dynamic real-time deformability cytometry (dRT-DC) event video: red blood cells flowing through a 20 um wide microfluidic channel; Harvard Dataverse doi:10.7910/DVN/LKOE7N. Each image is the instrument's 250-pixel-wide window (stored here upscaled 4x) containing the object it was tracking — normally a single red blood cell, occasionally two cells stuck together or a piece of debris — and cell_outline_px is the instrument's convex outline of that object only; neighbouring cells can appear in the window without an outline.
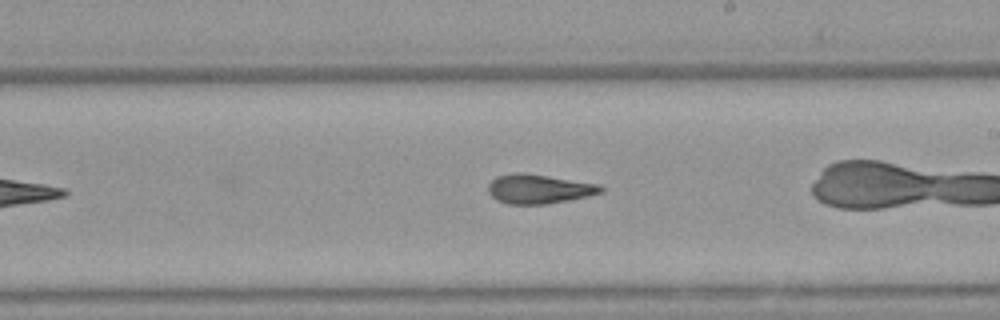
{"species": "Egyptian fruit bat (a non-hibernating species)", "species_latin": "Rousettus aegyptiacus", "temperature_condition": "warm", "stored_images_in_passage": 28, "camera_frame_rate_fps": 3000, "um_per_image_px": 0.085, "animal": {"sex": "female"}, "frame": {"image": 1, "passage_image": 20, "time_ms": 6.333, "image_size_px": [1000, 320], "cell_outline_px": [[604, 192], [588, 196], [548, 204], [508, 204], [496, 200], [488, 192], [488, 184], [496, 176], [516, 172], [524, 172], [600, 184], [604, 188]], "centroid_in_image_um": [45.81, 16.05], "position_along_channel_um": 243.2, "area_um2": 19.42}}
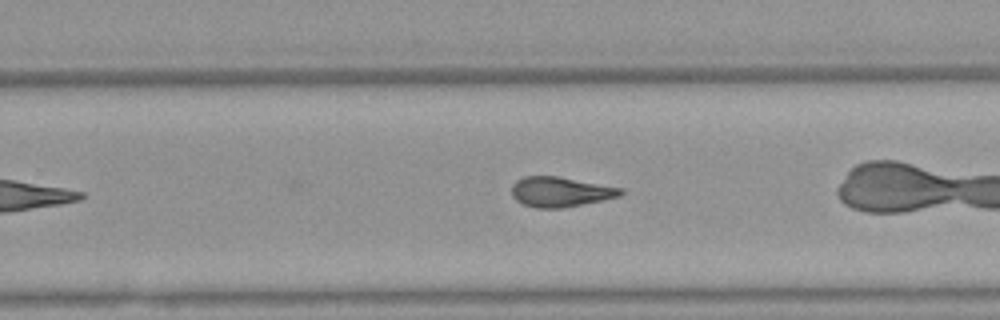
{"frame": {"image": 2, "passage_image": 23, "time_ms": 7.333, "image_size_px": [1000, 320], "cell_outline_px": [[624, 192], [620, 196], [560, 208], [536, 208], [524, 204], [516, 200], [512, 196], [512, 184], [516, 180], [524, 176], [560, 176], [624, 188]], "centroid_in_image_um": [47.62, 16.29], "position_along_channel_um": 282.2, "area_um2": 19.02}}